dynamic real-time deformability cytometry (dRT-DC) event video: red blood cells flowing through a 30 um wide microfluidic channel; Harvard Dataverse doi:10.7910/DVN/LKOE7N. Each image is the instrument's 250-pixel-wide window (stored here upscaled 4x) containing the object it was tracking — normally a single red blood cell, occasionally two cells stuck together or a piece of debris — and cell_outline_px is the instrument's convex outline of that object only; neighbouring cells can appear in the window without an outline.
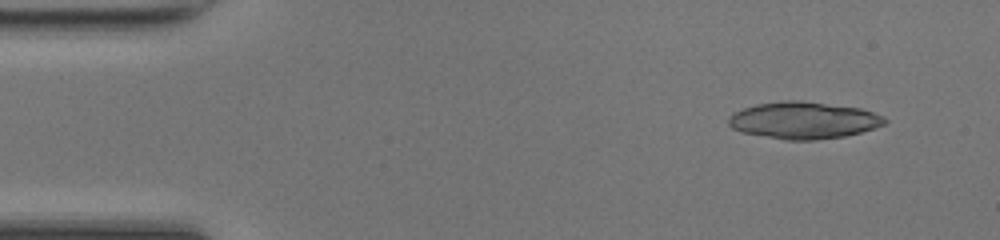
{"species": "common noctule bat (a hibernating species)", "species_latin": "Nyctalus noctula", "temperature_condition": "room temperature", "stored_images_in_passage": 44, "camera_frame_rate_fps": 3000, "um_per_image_px": 0.085, "animal": {"sex": "female", "body_mass_g": 17.0, "forearm_length_mm": 48.0}, "frame": {"image": 1, "passage_image": 1, "time_ms": 0.0, "image_size_px": [1000, 240], "cell_outline_px": [[888, 120], [884, 124], [876, 128], [844, 136], [816, 140], [784, 140], [740, 132], [732, 128], [728, 124], [728, 116], [732, 112], [756, 104], [784, 100], [800, 100], [860, 108], [884, 116]], "centroid_in_image_um": [68.28, 10.23], "position_along_channel_um": 16.7, "area_um2": 33.87}}
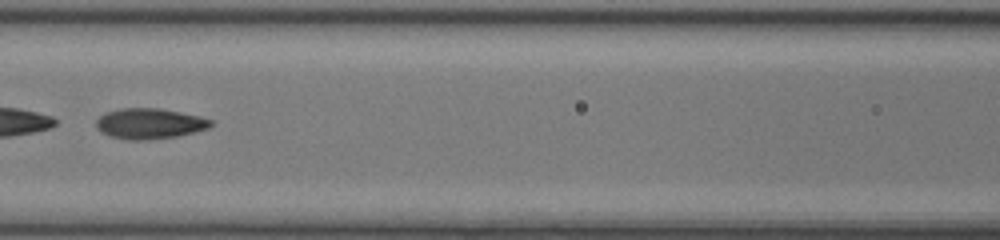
{"frame": {"image": 2, "passage_image": 18, "time_ms": 5.667, "image_size_px": [1000, 240], "cell_outline_px": [[216, 124], [208, 128], [196, 132], [176, 136], [148, 140], [124, 140], [100, 132], [96, 128], [96, 120], [100, 116], [108, 112], [120, 108], [160, 108], [200, 116], [212, 120]], "centroid_in_image_um": [12.74, 10.51], "position_along_channel_um": 153.9, "area_um2": 20.58}, "authors_computed_cell_mechanics": {"area_um2": 26.9637, "velocity_mm_per_s": 4.284, "shape_relaxation_time_tau1_ms": 3.9306, "shape_relaxation_time_tau2_ms": 1.9825, "deformation_change_tau1": 0.1493, "deformation_change_tau2": 0.0703}}